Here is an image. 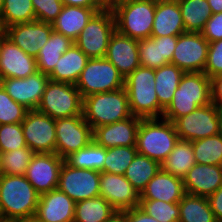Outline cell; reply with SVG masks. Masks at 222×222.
Segmentation results:
<instances>
[{"label": "cell", "instance_id": "cell-1", "mask_svg": "<svg viewBox=\"0 0 222 222\" xmlns=\"http://www.w3.org/2000/svg\"><path fill=\"white\" fill-rule=\"evenodd\" d=\"M40 194L24 175H0V217L2 222L33 217Z\"/></svg>", "mask_w": 222, "mask_h": 222}, {"label": "cell", "instance_id": "cell-2", "mask_svg": "<svg viewBox=\"0 0 222 222\" xmlns=\"http://www.w3.org/2000/svg\"><path fill=\"white\" fill-rule=\"evenodd\" d=\"M211 102V79L204 72L184 73L162 118L174 122Z\"/></svg>", "mask_w": 222, "mask_h": 222}, {"label": "cell", "instance_id": "cell-3", "mask_svg": "<svg viewBox=\"0 0 222 222\" xmlns=\"http://www.w3.org/2000/svg\"><path fill=\"white\" fill-rule=\"evenodd\" d=\"M178 141L173 122L164 118H141L136 139L139 154L161 164Z\"/></svg>", "mask_w": 222, "mask_h": 222}, {"label": "cell", "instance_id": "cell-4", "mask_svg": "<svg viewBox=\"0 0 222 222\" xmlns=\"http://www.w3.org/2000/svg\"><path fill=\"white\" fill-rule=\"evenodd\" d=\"M130 111L140 118H162L164 109L159 105L155 90V69L139 66L126 78Z\"/></svg>", "mask_w": 222, "mask_h": 222}, {"label": "cell", "instance_id": "cell-5", "mask_svg": "<svg viewBox=\"0 0 222 222\" xmlns=\"http://www.w3.org/2000/svg\"><path fill=\"white\" fill-rule=\"evenodd\" d=\"M83 116L92 129L132 117L125 87L84 97Z\"/></svg>", "mask_w": 222, "mask_h": 222}, {"label": "cell", "instance_id": "cell-6", "mask_svg": "<svg viewBox=\"0 0 222 222\" xmlns=\"http://www.w3.org/2000/svg\"><path fill=\"white\" fill-rule=\"evenodd\" d=\"M156 0H133L112 9L116 30L136 40L151 37Z\"/></svg>", "mask_w": 222, "mask_h": 222}, {"label": "cell", "instance_id": "cell-7", "mask_svg": "<svg viewBox=\"0 0 222 222\" xmlns=\"http://www.w3.org/2000/svg\"><path fill=\"white\" fill-rule=\"evenodd\" d=\"M36 110L53 119L82 115L83 98L75 85L49 79Z\"/></svg>", "mask_w": 222, "mask_h": 222}, {"label": "cell", "instance_id": "cell-8", "mask_svg": "<svg viewBox=\"0 0 222 222\" xmlns=\"http://www.w3.org/2000/svg\"><path fill=\"white\" fill-rule=\"evenodd\" d=\"M75 86L82 98L95 93L111 92L124 87V77L106 58H91Z\"/></svg>", "mask_w": 222, "mask_h": 222}, {"label": "cell", "instance_id": "cell-9", "mask_svg": "<svg viewBox=\"0 0 222 222\" xmlns=\"http://www.w3.org/2000/svg\"><path fill=\"white\" fill-rule=\"evenodd\" d=\"M115 30L113 11L101 10L86 24L74 44L90 59L105 58L110 38Z\"/></svg>", "mask_w": 222, "mask_h": 222}, {"label": "cell", "instance_id": "cell-10", "mask_svg": "<svg viewBox=\"0 0 222 222\" xmlns=\"http://www.w3.org/2000/svg\"><path fill=\"white\" fill-rule=\"evenodd\" d=\"M174 127L180 140L195 141L221 133L219 106L211 102L176 119Z\"/></svg>", "mask_w": 222, "mask_h": 222}, {"label": "cell", "instance_id": "cell-11", "mask_svg": "<svg viewBox=\"0 0 222 222\" xmlns=\"http://www.w3.org/2000/svg\"><path fill=\"white\" fill-rule=\"evenodd\" d=\"M56 154L65 159L93 141V129L84 116L55 119Z\"/></svg>", "mask_w": 222, "mask_h": 222}, {"label": "cell", "instance_id": "cell-12", "mask_svg": "<svg viewBox=\"0 0 222 222\" xmlns=\"http://www.w3.org/2000/svg\"><path fill=\"white\" fill-rule=\"evenodd\" d=\"M100 172L69 166L65 161L59 172L58 189L76 203L100 196Z\"/></svg>", "mask_w": 222, "mask_h": 222}, {"label": "cell", "instance_id": "cell-13", "mask_svg": "<svg viewBox=\"0 0 222 222\" xmlns=\"http://www.w3.org/2000/svg\"><path fill=\"white\" fill-rule=\"evenodd\" d=\"M209 42L200 32H184L177 36L170 64L176 65L184 73L204 72Z\"/></svg>", "mask_w": 222, "mask_h": 222}, {"label": "cell", "instance_id": "cell-14", "mask_svg": "<svg viewBox=\"0 0 222 222\" xmlns=\"http://www.w3.org/2000/svg\"><path fill=\"white\" fill-rule=\"evenodd\" d=\"M21 125L31 150L35 153H56L55 119L38 110H28Z\"/></svg>", "mask_w": 222, "mask_h": 222}, {"label": "cell", "instance_id": "cell-15", "mask_svg": "<svg viewBox=\"0 0 222 222\" xmlns=\"http://www.w3.org/2000/svg\"><path fill=\"white\" fill-rule=\"evenodd\" d=\"M63 163L64 159L56 153H36L24 176L39 194H43L58 188Z\"/></svg>", "mask_w": 222, "mask_h": 222}, {"label": "cell", "instance_id": "cell-16", "mask_svg": "<svg viewBox=\"0 0 222 222\" xmlns=\"http://www.w3.org/2000/svg\"><path fill=\"white\" fill-rule=\"evenodd\" d=\"M48 80V74L37 71L26 78L1 79V85L15 102L28 110H36Z\"/></svg>", "mask_w": 222, "mask_h": 222}, {"label": "cell", "instance_id": "cell-17", "mask_svg": "<svg viewBox=\"0 0 222 222\" xmlns=\"http://www.w3.org/2000/svg\"><path fill=\"white\" fill-rule=\"evenodd\" d=\"M99 186L100 196L116 211L123 212L139 206L140 194L124 175L100 172Z\"/></svg>", "mask_w": 222, "mask_h": 222}, {"label": "cell", "instance_id": "cell-18", "mask_svg": "<svg viewBox=\"0 0 222 222\" xmlns=\"http://www.w3.org/2000/svg\"><path fill=\"white\" fill-rule=\"evenodd\" d=\"M52 31L51 23L37 20L5 28L7 38L34 58L48 41Z\"/></svg>", "mask_w": 222, "mask_h": 222}, {"label": "cell", "instance_id": "cell-19", "mask_svg": "<svg viewBox=\"0 0 222 222\" xmlns=\"http://www.w3.org/2000/svg\"><path fill=\"white\" fill-rule=\"evenodd\" d=\"M141 122L138 116L93 129V140L109 149L118 146H136L137 131Z\"/></svg>", "mask_w": 222, "mask_h": 222}, {"label": "cell", "instance_id": "cell-20", "mask_svg": "<svg viewBox=\"0 0 222 222\" xmlns=\"http://www.w3.org/2000/svg\"><path fill=\"white\" fill-rule=\"evenodd\" d=\"M37 71L36 58L6 37L0 51V79L26 78Z\"/></svg>", "mask_w": 222, "mask_h": 222}, {"label": "cell", "instance_id": "cell-21", "mask_svg": "<svg viewBox=\"0 0 222 222\" xmlns=\"http://www.w3.org/2000/svg\"><path fill=\"white\" fill-rule=\"evenodd\" d=\"M76 202L58 188L40 194L34 217L39 222H74Z\"/></svg>", "mask_w": 222, "mask_h": 222}, {"label": "cell", "instance_id": "cell-22", "mask_svg": "<svg viewBox=\"0 0 222 222\" xmlns=\"http://www.w3.org/2000/svg\"><path fill=\"white\" fill-rule=\"evenodd\" d=\"M138 43V40L127 37L117 30L110 38L105 58L124 78L140 66Z\"/></svg>", "mask_w": 222, "mask_h": 222}, {"label": "cell", "instance_id": "cell-23", "mask_svg": "<svg viewBox=\"0 0 222 222\" xmlns=\"http://www.w3.org/2000/svg\"><path fill=\"white\" fill-rule=\"evenodd\" d=\"M183 183L187 194L208 197L222 186V166L196 163Z\"/></svg>", "mask_w": 222, "mask_h": 222}, {"label": "cell", "instance_id": "cell-24", "mask_svg": "<svg viewBox=\"0 0 222 222\" xmlns=\"http://www.w3.org/2000/svg\"><path fill=\"white\" fill-rule=\"evenodd\" d=\"M176 44L177 36L149 37L139 40L140 66L157 69L170 64Z\"/></svg>", "mask_w": 222, "mask_h": 222}, {"label": "cell", "instance_id": "cell-25", "mask_svg": "<svg viewBox=\"0 0 222 222\" xmlns=\"http://www.w3.org/2000/svg\"><path fill=\"white\" fill-rule=\"evenodd\" d=\"M185 194L183 179L160 169L140 194V200L179 203Z\"/></svg>", "mask_w": 222, "mask_h": 222}, {"label": "cell", "instance_id": "cell-26", "mask_svg": "<svg viewBox=\"0 0 222 222\" xmlns=\"http://www.w3.org/2000/svg\"><path fill=\"white\" fill-rule=\"evenodd\" d=\"M186 32L177 0H156L151 37L178 36Z\"/></svg>", "mask_w": 222, "mask_h": 222}, {"label": "cell", "instance_id": "cell-27", "mask_svg": "<svg viewBox=\"0 0 222 222\" xmlns=\"http://www.w3.org/2000/svg\"><path fill=\"white\" fill-rule=\"evenodd\" d=\"M104 8H86L64 5L61 13L51 23L53 30L75 41L90 19Z\"/></svg>", "mask_w": 222, "mask_h": 222}, {"label": "cell", "instance_id": "cell-28", "mask_svg": "<svg viewBox=\"0 0 222 222\" xmlns=\"http://www.w3.org/2000/svg\"><path fill=\"white\" fill-rule=\"evenodd\" d=\"M89 59L80 48L73 44L60 57L55 68L48 75L49 79L75 85Z\"/></svg>", "mask_w": 222, "mask_h": 222}, {"label": "cell", "instance_id": "cell-29", "mask_svg": "<svg viewBox=\"0 0 222 222\" xmlns=\"http://www.w3.org/2000/svg\"><path fill=\"white\" fill-rule=\"evenodd\" d=\"M74 41L55 30L49 36L46 44L39 50L36 56L37 70L44 74H50L56 63L72 45Z\"/></svg>", "mask_w": 222, "mask_h": 222}, {"label": "cell", "instance_id": "cell-30", "mask_svg": "<svg viewBox=\"0 0 222 222\" xmlns=\"http://www.w3.org/2000/svg\"><path fill=\"white\" fill-rule=\"evenodd\" d=\"M184 72L176 65L167 64L155 69V90L159 105L165 110L173 99Z\"/></svg>", "mask_w": 222, "mask_h": 222}, {"label": "cell", "instance_id": "cell-31", "mask_svg": "<svg viewBox=\"0 0 222 222\" xmlns=\"http://www.w3.org/2000/svg\"><path fill=\"white\" fill-rule=\"evenodd\" d=\"M195 164L192 141L179 139L169 156L161 163V169L183 179Z\"/></svg>", "mask_w": 222, "mask_h": 222}, {"label": "cell", "instance_id": "cell-32", "mask_svg": "<svg viewBox=\"0 0 222 222\" xmlns=\"http://www.w3.org/2000/svg\"><path fill=\"white\" fill-rule=\"evenodd\" d=\"M186 32H201L212 14L207 0H177Z\"/></svg>", "mask_w": 222, "mask_h": 222}, {"label": "cell", "instance_id": "cell-33", "mask_svg": "<svg viewBox=\"0 0 222 222\" xmlns=\"http://www.w3.org/2000/svg\"><path fill=\"white\" fill-rule=\"evenodd\" d=\"M179 222H217L207 197L185 194L179 201Z\"/></svg>", "mask_w": 222, "mask_h": 222}, {"label": "cell", "instance_id": "cell-34", "mask_svg": "<svg viewBox=\"0 0 222 222\" xmlns=\"http://www.w3.org/2000/svg\"><path fill=\"white\" fill-rule=\"evenodd\" d=\"M160 169L161 164L159 162L137 153L126 169L124 176L139 194H141L148 182Z\"/></svg>", "mask_w": 222, "mask_h": 222}, {"label": "cell", "instance_id": "cell-35", "mask_svg": "<svg viewBox=\"0 0 222 222\" xmlns=\"http://www.w3.org/2000/svg\"><path fill=\"white\" fill-rule=\"evenodd\" d=\"M115 212L102 196L85 199L75 205L74 222H105Z\"/></svg>", "mask_w": 222, "mask_h": 222}, {"label": "cell", "instance_id": "cell-36", "mask_svg": "<svg viewBox=\"0 0 222 222\" xmlns=\"http://www.w3.org/2000/svg\"><path fill=\"white\" fill-rule=\"evenodd\" d=\"M105 157L106 148L93 140L88 146L67 156L64 161L74 168L103 172Z\"/></svg>", "mask_w": 222, "mask_h": 222}, {"label": "cell", "instance_id": "cell-37", "mask_svg": "<svg viewBox=\"0 0 222 222\" xmlns=\"http://www.w3.org/2000/svg\"><path fill=\"white\" fill-rule=\"evenodd\" d=\"M3 28L36 20L32 0H4L0 11Z\"/></svg>", "mask_w": 222, "mask_h": 222}, {"label": "cell", "instance_id": "cell-38", "mask_svg": "<svg viewBox=\"0 0 222 222\" xmlns=\"http://www.w3.org/2000/svg\"><path fill=\"white\" fill-rule=\"evenodd\" d=\"M196 163L222 166V133L192 141Z\"/></svg>", "mask_w": 222, "mask_h": 222}, {"label": "cell", "instance_id": "cell-39", "mask_svg": "<svg viewBox=\"0 0 222 222\" xmlns=\"http://www.w3.org/2000/svg\"><path fill=\"white\" fill-rule=\"evenodd\" d=\"M35 154L28 146L0 153V175H25Z\"/></svg>", "mask_w": 222, "mask_h": 222}, {"label": "cell", "instance_id": "cell-40", "mask_svg": "<svg viewBox=\"0 0 222 222\" xmlns=\"http://www.w3.org/2000/svg\"><path fill=\"white\" fill-rule=\"evenodd\" d=\"M137 153L136 146H118L106 149L103 172L124 175Z\"/></svg>", "mask_w": 222, "mask_h": 222}, {"label": "cell", "instance_id": "cell-41", "mask_svg": "<svg viewBox=\"0 0 222 222\" xmlns=\"http://www.w3.org/2000/svg\"><path fill=\"white\" fill-rule=\"evenodd\" d=\"M139 207L158 222H179V203L162 200H140Z\"/></svg>", "mask_w": 222, "mask_h": 222}, {"label": "cell", "instance_id": "cell-42", "mask_svg": "<svg viewBox=\"0 0 222 222\" xmlns=\"http://www.w3.org/2000/svg\"><path fill=\"white\" fill-rule=\"evenodd\" d=\"M28 109L15 102L0 85V125L21 123Z\"/></svg>", "mask_w": 222, "mask_h": 222}, {"label": "cell", "instance_id": "cell-43", "mask_svg": "<svg viewBox=\"0 0 222 222\" xmlns=\"http://www.w3.org/2000/svg\"><path fill=\"white\" fill-rule=\"evenodd\" d=\"M27 147L21 123L0 125V153Z\"/></svg>", "mask_w": 222, "mask_h": 222}, {"label": "cell", "instance_id": "cell-44", "mask_svg": "<svg viewBox=\"0 0 222 222\" xmlns=\"http://www.w3.org/2000/svg\"><path fill=\"white\" fill-rule=\"evenodd\" d=\"M37 21L52 23L61 13L63 3L61 0H32Z\"/></svg>", "mask_w": 222, "mask_h": 222}, {"label": "cell", "instance_id": "cell-45", "mask_svg": "<svg viewBox=\"0 0 222 222\" xmlns=\"http://www.w3.org/2000/svg\"><path fill=\"white\" fill-rule=\"evenodd\" d=\"M204 73L210 79L222 75V39L209 43Z\"/></svg>", "mask_w": 222, "mask_h": 222}, {"label": "cell", "instance_id": "cell-46", "mask_svg": "<svg viewBox=\"0 0 222 222\" xmlns=\"http://www.w3.org/2000/svg\"><path fill=\"white\" fill-rule=\"evenodd\" d=\"M202 36L210 43L222 39V12L211 14L203 30Z\"/></svg>", "mask_w": 222, "mask_h": 222}, {"label": "cell", "instance_id": "cell-47", "mask_svg": "<svg viewBox=\"0 0 222 222\" xmlns=\"http://www.w3.org/2000/svg\"><path fill=\"white\" fill-rule=\"evenodd\" d=\"M217 222H222V186L207 197Z\"/></svg>", "mask_w": 222, "mask_h": 222}, {"label": "cell", "instance_id": "cell-48", "mask_svg": "<svg viewBox=\"0 0 222 222\" xmlns=\"http://www.w3.org/2000/svg\"><path fill=\"white\" fill-rule=\"evenodd\" d=\"M123 212L126 214L128 222H158L155 218L146 214L139 206Z\"/></svg>", "mask_w": 222, "mask_h": 222}, {"label": "cell", "instance_id": "cell-49", "mask_svg": "<svg viewBox=\"0 0 222 222\" xmlns=\"http://www.w3.org/2000/svg\"><path fill=\"white\" fill-rule=\"evenodd\" d=\"M212 102L222 105V75L211 79Z\"/></svg>", "mask_w": 222, "mask_h": 222}, {"label": "cell", "instance_id": "cell-50", "mask_svg": "<svg viewBox=\"0 0 222 222\" xmlns=\"http://www.w3.org/2000/svg\"><path fill=\"white\" fill-rule=\"evenodd\" d=\"M63 5L86 7V8H103L96 0H61Z\"/></svg>", "mask_w": 222, "mask_h": 222}, {"label": "cell", "instance_id": "cell-51", "mask_svg": "<svg viewBox=\"0 0 222 222\" xmlns=\"http://www.w3.org/2000/svg\"><path fill=\"white\" fill-rule=\"evenodd\" d=\"M105 222H128L126 214L124 212L116 211L107 221Z\"/></svg>", "mask_w": 222, "mask_h": 222}, {"label": "cell", "instance_id": "cell-52", "mask_svg": "<svg viewBox=\"0 0 222 222\" xmlns=\"http://www.w3.org/2000/svg\"><path fill=\"white\" fill-rule=\"evenodd\" d=\"M211 7L212 14L222 12V0H207Z\"/></svg>", "mask_w": 222, "mask_h": 222}, {"label": "cell", "instance_id": "cell-53", "mask_svg": "<svg viewBox=\"0 0 222 222\" xmlns=\"http://www.w3.org/2000/svg\"><path fill=\"white\" fill-rule=\"evenodd\" d=\"M128 1H133V0H110V10L114 9L117 5Z\"/></svg>", "mask_w": 222, "mask_h": 222}, {"label": "cell", "instance_id": "cell-54", "mask_svg": "<svg viewBox=\"0 0 222 222\" xmlns=\"http://www.w3.org/2000/svg\"><path fill=\"white\" fill-rule=\"evenodd\" d=\"M9 222H39V221L33 216L29 218L15 219Z\"/></svg>", "mask_w": 222, "mask_h": 222}, {"label": "cell", "instance_id": "cell-55", "mask_svg": "<svg viewBox=\"0 0 222 222\" xmlns=\"http://www.w3.org/2000/svg\"><path fill=\"white\" fill-rule=\"evenodd\" d=\"M104 9L110 10V0H96Z\"/></svg>", "mask_w": 222, "mask_h": 222}, {"label": "cell", "instance_id": "cell-56", "mask_svg": "<svg viewBox=\"0 0 222 222\" xmlns=\"http://www.w3.org/2000/svg\"><path fill=\"white\" fill-rule=\"evenodd\" d=\"M7 37L5 30L0 34V51L2 47L3 40Z\"/></svg>", "mask_w": 222, "mask_h": 222}, {"label": "cell", "instance_id": "cell-57", "mask_svg": "<svg viewBox=\"0 0 222 222\" xmlns=\"http://www.w3.org/2000/svg\"><path fill=\"white\" fill-rule=\"evenodd\" d=\"M219 113L221 118V133H222V105L219 106Z\"/></svg>", "mask_w": 222, "mask_h": 222}, {"label": "cell", "instance_id": "cell-58", "mask_svg": "<svg viewBox=\"0 0 222 222\" xmlns=\"http://www.w3.org/2000/svg\"><path fill=\"white\" fill-rule=\"evenodd\" d=\"M4 30H5V29L3 28L2 22H1V19H0V34H1Z\"/></svg>", "mask_w": 222, "mask_h": 222}, {"label": "cell", "instance_id": "cell-59", "mask_svg": "<svg viewBox=\"0 0 222 222\" xmlns=\"http://www.w3.org/2000/svg\"><path fill=\"white\" fill-rule=\"evenodd\" d=\"M3 5H4V0H0V11L2 10Z\"/></svg>", "mask_w": 222, "mask_h": 222}]
</instances>
